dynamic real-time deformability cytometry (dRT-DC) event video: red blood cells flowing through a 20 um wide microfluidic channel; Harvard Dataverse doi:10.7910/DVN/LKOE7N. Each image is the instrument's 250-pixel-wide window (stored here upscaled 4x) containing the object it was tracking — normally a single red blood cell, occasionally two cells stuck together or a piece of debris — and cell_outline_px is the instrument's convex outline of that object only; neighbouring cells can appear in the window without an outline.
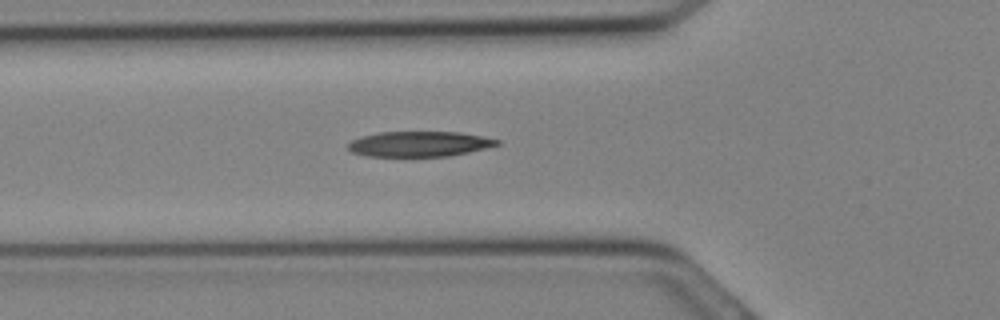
{"species": "Egyptian fruit bat (a non-hibernating species)", "species_latin": "Rousettus aegyptiacus", "temperature_condition": "cold", "stored_images_in_passage": 11, "camera_frame_rate_fps": 3000, "um_per_image_px": 0.085, "animal": {"sex": "female"}, "frame": {"image": 1, "passage_image": 5, "time_ms": 1.333, "image_size_px": [1000, 320], "cell_outline_px": [[500, 144], [468, 152], [448, 156], [368, 156], [352, 152], [348, 148], [348, 144], [352, 140], [360, 136], [380, 132], [460, 132], [500, 140]], "centroid_in_image_um": [35.61, 12.23], "position_along_channel_um": 90.2, "area_um2": 21.73}}
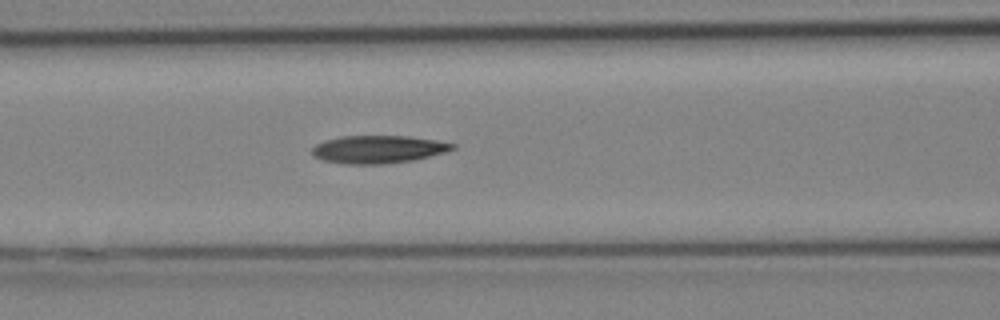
{"frame": {"image": 2, "passage_image": 7, "time_ms": 2.0, "image_size_px": [1000, 320], "cell_outline_px": [[456, 148], [444, 152], [412, 160], [384, 164], [344, 164], [324, 160], [316, 156], [312, 152], [312, 148], [316, 144], [324, 140], [344, 136], [408, 136], [436, 140], [456, 144]], "centroid_in_image_um": [32.15, 12.69], "position_along_channel_um": 134.5, "area_um2": 22.54}}
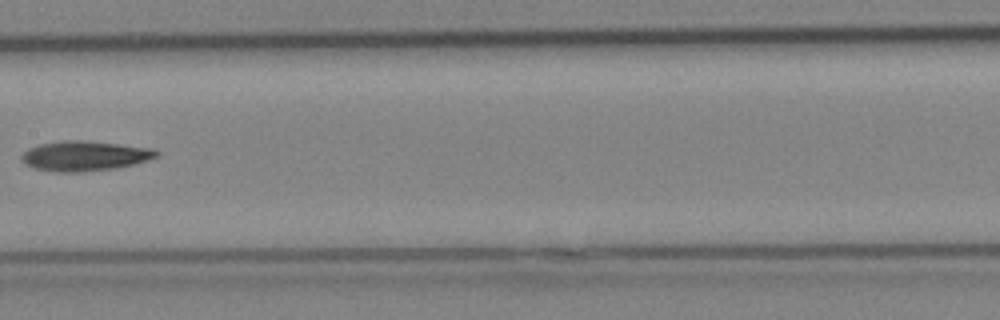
{"frame": {"image": 3, "passage_image": 10, "time_ms": 3.0, "image_size_px": [1000, 320], "cell_outline_px": [[160, 152], [156, 156], [148, 160], [116, 168], [80, 172], [60, 172], [36, 168], [24, 164], [20, 160], [20, 156], [28, 148], [40, 144], [64, 140], [80, 140], [152, 148]], "centroid_in_image_um": [7.15, 13.25], "position_along_channel_um": 200.2, "area_um2": 23.29}}